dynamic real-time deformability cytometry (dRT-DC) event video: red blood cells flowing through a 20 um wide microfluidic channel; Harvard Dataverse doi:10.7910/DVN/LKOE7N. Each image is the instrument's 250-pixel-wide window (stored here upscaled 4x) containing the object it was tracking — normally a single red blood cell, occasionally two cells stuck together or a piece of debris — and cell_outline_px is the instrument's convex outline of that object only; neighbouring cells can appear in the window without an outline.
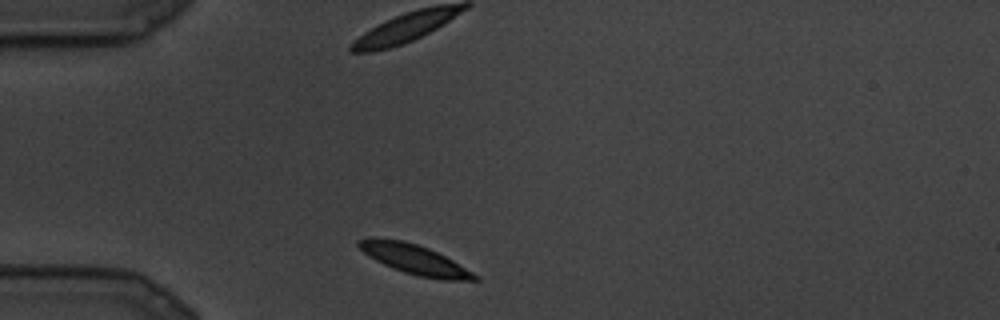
{"species": "common noctule bat (a hibernating species)", "species_latin": "Nyctalus noctula", "temperature_condition": "cold", "stored_images_in_passage": 20, "camera_frame_rate_fps": 3000, "um_per_image_px": 0.085, "animal": {"sex": "male", "body_mass_g": 19.5, "forearm_length_mm": 54.6}, "frame": {"image": 1, "passage_image": 1, "time_ms": 0.0, "image_size_px": [1000, 320], "cell_outline_px": [[480, 280], [444, 280], [420, 276], [404, 272], [392, 268], [368, 256], [356, 244], [360, 240], [368, 236], [376, 236], [404, 240], [428, 248], [452, 260], [480, 276]], "centroid_in_image_um": [35.21, 22.03], "position_along_channel_um": 49.8, "area_um2": 20.11}}
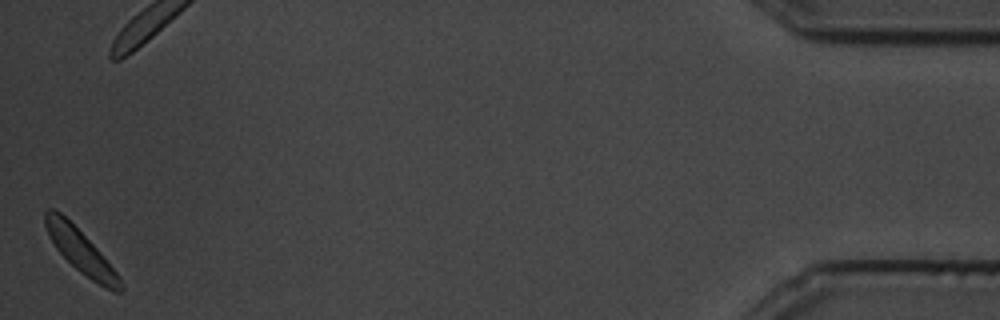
{"frame": {"image": 2, "passage_image": 20, "time_ms": 6.333, "image_size_px": [1000, 320], "cell_outline_px": [[124, 288], [120, 292], [116, 292], [92, 280], [80, 272], [56, 248], [48, 236], [44, 224], [44, 212], [48, 208], [52, 208], [60, 212], [100, 252], [116, 272]], "centroid_in_image_um": [6.81, 21.32], "position_along_channel_um": 428.4, "area_um2": 18.32}}